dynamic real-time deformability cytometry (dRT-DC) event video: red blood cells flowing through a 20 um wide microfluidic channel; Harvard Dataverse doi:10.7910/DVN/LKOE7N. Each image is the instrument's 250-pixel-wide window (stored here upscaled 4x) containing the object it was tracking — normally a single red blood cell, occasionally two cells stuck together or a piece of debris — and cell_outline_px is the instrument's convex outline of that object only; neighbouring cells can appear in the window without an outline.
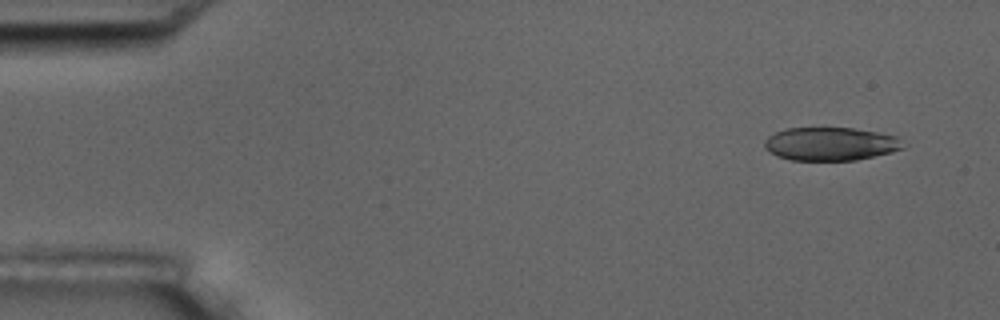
{"species": "common noctule bat (a hibernating species)", "species_latin": "Nyctalus noctula", "temperature_condition": "room temperature", "stored_images_in_passage": 7, "camera_frame_rate_fps": 3000, "um_per_image_px": 0.085, "animal": {"sex": "male", "body_mass_g": 17.5, "forearm_length_mm": 52.3}, "frame": {"image": 1, "passage_image": 2, "time_ms": 1.0, "image_size_px": [1000, 320], "cell_outline_px": [[908, 144], [904, 148], [892, 152], [856, 160], [792, 160], [776, 156], [768, 152], [764, 148], [764, 140], [768, 136], [776, 132], [788, 128], [852, 128], [876, 132], [896, 136]], "centroid_in_image_um": [70.6, 12.24], "position_along_channel_um": 14.4, "area_um2": 27.05}}
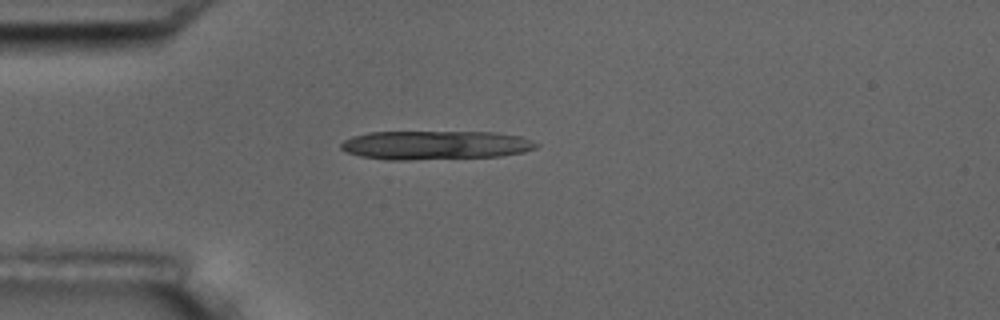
{"frame": {"image": 2, "passage_image": 5, "time_ms": 4.667, "image_size_px": [1000, 320], "cell_outline_px": [[540, 144], [536, 148], [524, 152], [500, 156], [408, 160], [388, 160], [360, 156], [348, 152], [340, 148], [340, 144], [344, 140], [352, 136], [368, 132], [496, 132], [520, 136], [532, 140]], "centroid_in_image_um": [37.01, 12.33], "position_along_channel_um": 48.0, "area_um2": 33.0}}